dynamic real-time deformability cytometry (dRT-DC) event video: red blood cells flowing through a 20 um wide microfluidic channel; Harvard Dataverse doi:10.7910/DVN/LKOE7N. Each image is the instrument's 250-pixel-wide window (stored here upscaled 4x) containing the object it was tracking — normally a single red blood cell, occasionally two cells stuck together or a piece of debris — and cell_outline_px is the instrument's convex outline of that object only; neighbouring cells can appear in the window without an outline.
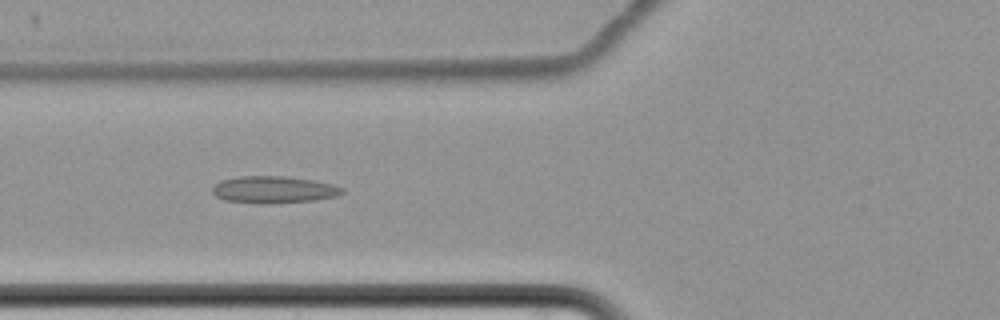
{"species": "common noctule bat (a hibernating species)", "species_latin": "Nyctalus noctula", "temperature_condition": "cold", "stored_images_in_passage": 11, "camera_frame_rate_fps": 3000, "um_per_image_px": 0.085, "animal": {"sex": "female", "body_mass_g": 22.7, "forearm_length_mm": 54.2}, "frame": {"image": 1, "passage_image": 7, "time_ms": 8.0, "image_size_px": [1000, 320], "cell_outline_px": [[344, 192], [336, 196], [312, 200], [264, 204], [260, 204], [224, 200], [216, 196], [212, 192], [212, 188], [220, 180], [240, 176], [284, 176], [312, 180], [332, 184], [344, 188]], "centroid_in_image_um": [23.23, 16.12], "position_along_channel_um": 102.6, "area_um2": 20.35}}
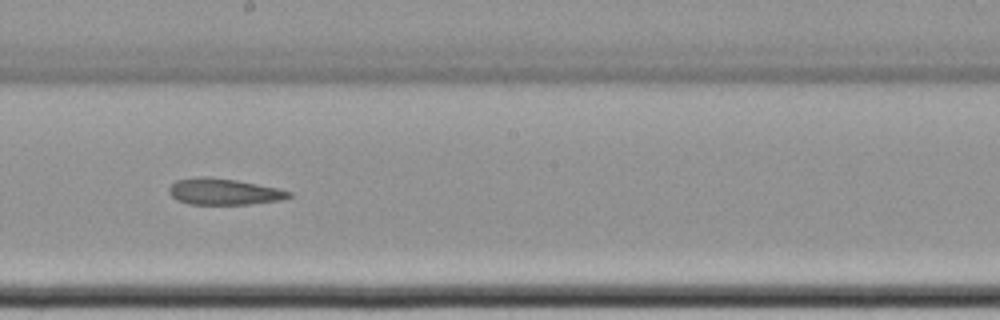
{"frame": {"image": 2, "passage_image": 10, "time_ms": 11.667, "image_size_px": [1000, 320], "cell_outline_px": [[292, 196], [280, 200], [248, 204], [188, 204], [176, 200], [168, 192], [168, 188], [176, 180], [204, 176], [208, 176], [236, 180], [276, 188], [292, 192]], "centroid_in_image_um": [18.99, 16.29], "position_along_channel_um": 229.2, "area_um2": 18.26}}
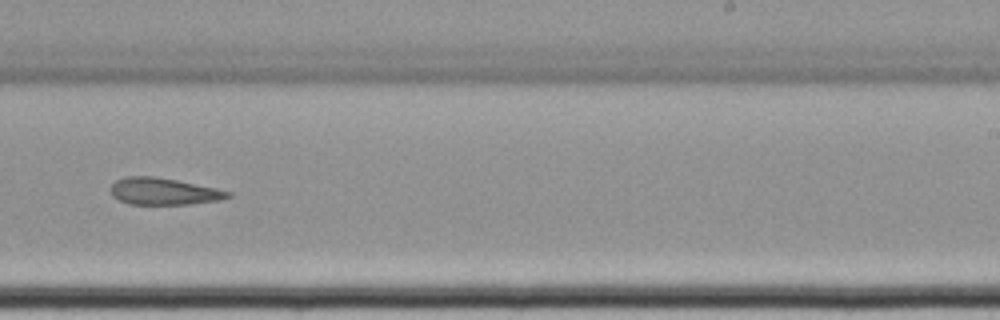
{"frame": {"image": 3, "passage_image": 11, "time_ms": 13.0, "image_size_px": [1000, 320], "cell_outline_px": [[232, 196], [220, 200], [188, 204], [128, 204], [112, 196], [112, 184], [116, 180], [124, 176], [156, 176], [216, 188], [232, 192]], "centroid_in_image_um": [13.92, 16.26], "position_along_channel_um": 275.1, "area_um2": 18.32}}